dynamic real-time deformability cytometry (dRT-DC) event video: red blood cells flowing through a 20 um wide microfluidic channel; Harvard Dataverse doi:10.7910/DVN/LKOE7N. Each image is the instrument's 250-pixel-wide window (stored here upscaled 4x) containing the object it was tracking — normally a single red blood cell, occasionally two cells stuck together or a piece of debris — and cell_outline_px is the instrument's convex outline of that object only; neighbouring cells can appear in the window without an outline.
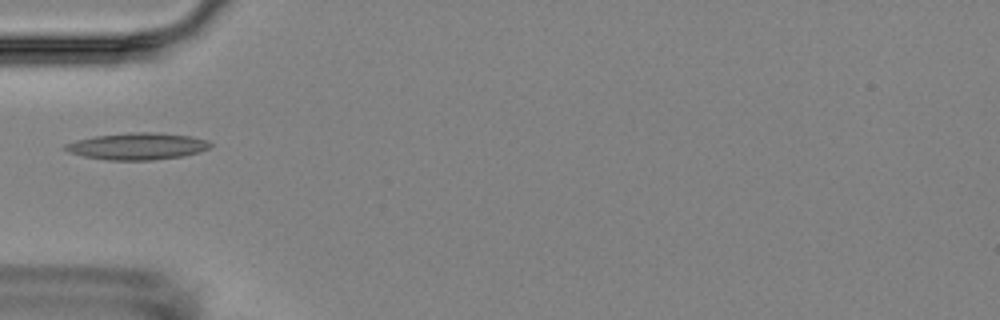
{"species": "Egyptian fruit bat (a non-hibernating species)", "species_latin": "Rousettus aegyptiacus", "temperature_condition": "room temperature", "stored_images_in_passage": 6, "camera_frame_rate_fps": 3000, "um_per_image_px": 0.085, "animal": {"sex": "female"}, "frame": {"image": 1, "passage_image": 6, "time_ms": 5.667, "image_size_px": [1000, 320], "cell_outline_px": [[212, 144], [208, 148], [200, 152], [180, 156], [152, 160], [108, 160], [84, 156], [68, 152], [64, 148], [64, 144], [76, 140], [96, 136], [128, 132], [156, 132], [192, 136], [208, 140]], "centroid_in_image_um": [11.68, 12.42], "position_along_channel_um": 73.3, "area_um2": 22.66}}